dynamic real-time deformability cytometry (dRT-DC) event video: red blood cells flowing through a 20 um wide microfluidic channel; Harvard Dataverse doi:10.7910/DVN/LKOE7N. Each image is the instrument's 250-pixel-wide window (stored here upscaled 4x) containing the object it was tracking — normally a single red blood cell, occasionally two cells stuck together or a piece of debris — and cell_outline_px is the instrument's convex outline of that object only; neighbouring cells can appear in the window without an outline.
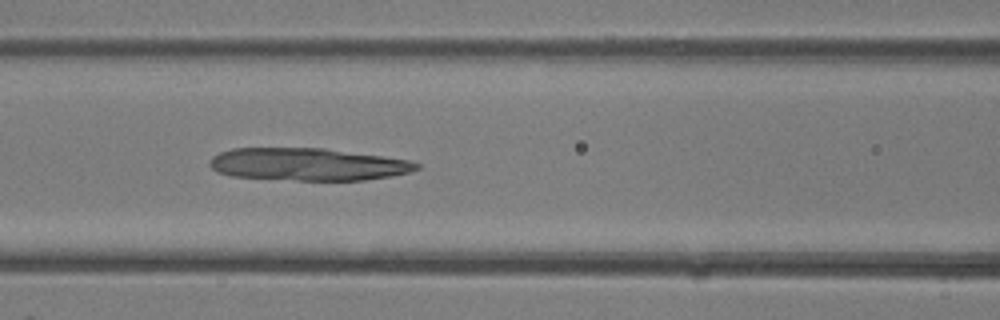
{"species": "common noctule bat (a hibernating species)", "species_latin": "Nyctalus noctula", "temperature_condition": "room temperature", "stored_images_in_passage": 15, "camera_frame_rate_fps": 3000, "um_per_image_px": 0.085, "animal": {"sex": "female"}, "frame": {"image": 1, "passage_image": 15, "time_ms": 4.667, "image_size_px": [1000, 320], "cell_outline_px": [[420, 168], [408, 172], [392, 176], [364, 180], [296, 180], [232, 176], [216, 172], [208, 164], [208, 160], [212, 156], [220, 152], [232, 148], [324, 148], [412, 160], [420, 164]], "centroid_in_image_um": [26.15, 13.96], "position_along_channel_um": 140.4, "area_um2": 39.3}}